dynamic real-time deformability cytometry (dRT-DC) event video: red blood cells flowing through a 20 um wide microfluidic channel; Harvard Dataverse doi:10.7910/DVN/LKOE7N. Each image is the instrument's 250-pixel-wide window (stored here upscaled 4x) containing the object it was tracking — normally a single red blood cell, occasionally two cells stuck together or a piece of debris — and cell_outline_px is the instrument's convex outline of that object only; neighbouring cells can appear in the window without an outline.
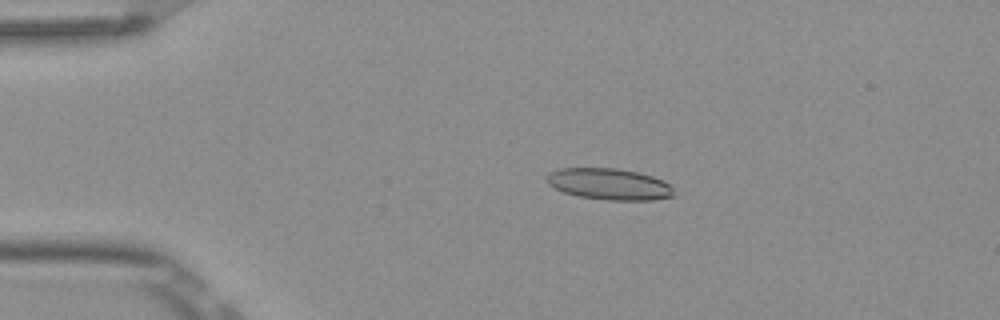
{"species": "Egyptian fruit bat (a non-hibernating species)", "species_latin": "Rousettus aegyptiacus", "temperature_condition": "room temperature", "stored_images_in_passage": 5, "camera_frame_rate_fps": 3000, "um_per_image_px": 0.085, "frame": {"image": 1, "passage_image": 2, "time_ms": 0.333, "image_size_px": [1000, 320], "cell_outline_px": [[672, 196], [652, 200], [604, 200], [580, 196], [564, 192], [548, 184], [548, 176], [552, 172], [560, 168], [616, 168], [640, 172], [664, 180], [672, 188]], "centroid_in_image_um": [51.81, 15.64], "position_along_channel_um": 33.2, "area_um2": 23.0}}
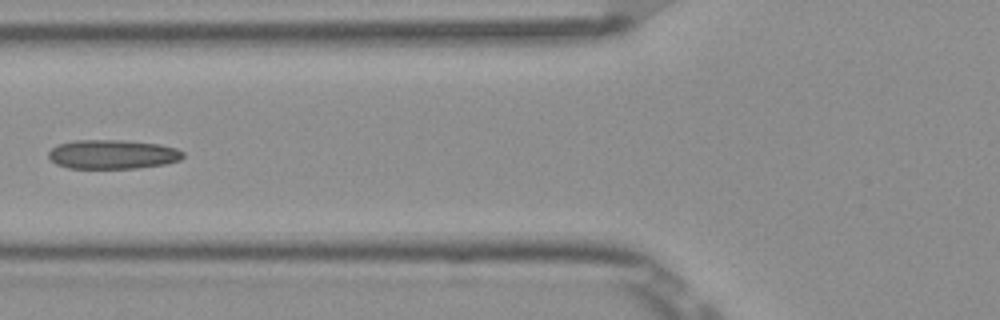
{"frame": {"image": 2, "passage_image": 4, "time_ms": 1.0, "image_size_px": [1000, 320], "cell_outline_px": [[184, 156], [180, 160], [164, 164], [136, 168], [68, 168], [56, 164], [48, 156], [48, 152], [56, 144], [76, 140], [124, 140], [160, 144], [176, 148], [184, 152]], "centroid_in_image_um": [9.56, 13.11], "position_along_channel_um": 116.2, "area_um2": 22.95}}
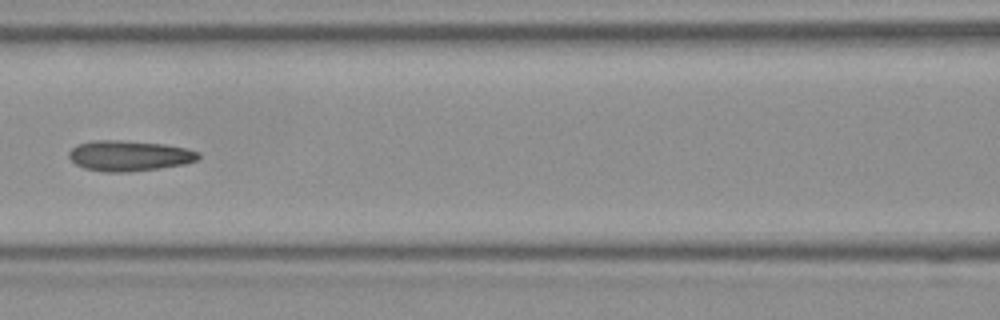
{"frame": {"image": 3, "passage_image": 5, "time_ms": 1.333, "image_size_px": [1000, 320], "cell_outline_px": [[200, 156], [196, 160], [184, 164], [160, 168], [124, 172], [104, 172], [84, 168], [76, 164], [68, 156], [68, 152], [76, 144], [92, 140], [120, 140], [164, 144], [188, 148], [200, 152]], "centroid_in_image_um": [10.97, 13.23], "position_along_channel_um": 155.6, "area_um2": 23.12}}